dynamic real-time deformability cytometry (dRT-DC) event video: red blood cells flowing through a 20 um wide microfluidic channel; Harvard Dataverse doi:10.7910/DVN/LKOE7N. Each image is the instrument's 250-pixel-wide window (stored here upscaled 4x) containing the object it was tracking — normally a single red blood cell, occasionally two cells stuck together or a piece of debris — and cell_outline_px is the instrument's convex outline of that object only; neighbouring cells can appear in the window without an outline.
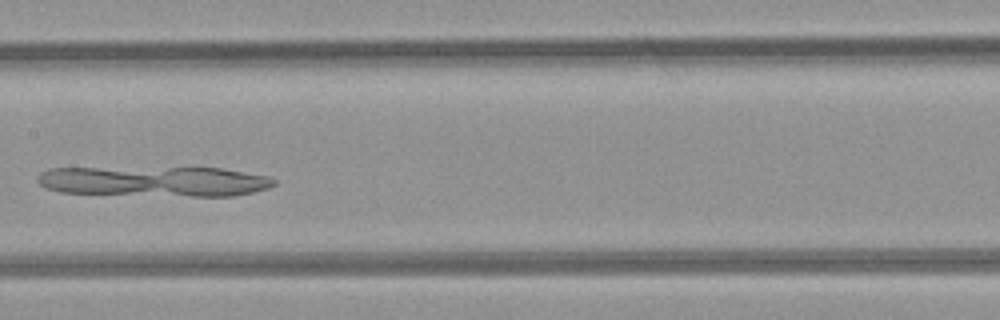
{"species": "common noctule bat (a hibernating species)", "species_latin": "Nyctalus noctula", "temperature_condition": "room temperature", "stored_images_in_passage": 36, "camera_frame_rate_fps": 3000, "um_per_image_px": 0.085, "animal": {"sex": "female", "body_mass_g": 21.9}, "frame": {"image": 1, "passage_image": 11, "time_ms": 3.333, "image_size_px": [1000, 320], "cell_outline_px": [[276, 184], [268, 188], [236, 196], [192, 196], [60, 192], [44, 188], [36, 180], [36, 176], [40, 172], [48, 168], [220, 168], [272, 176], [276, 180]], "centroid_in_image_um": [13.14, 15.41], "position_along_channel_um": 194.3, "area_um2": 41.67}}
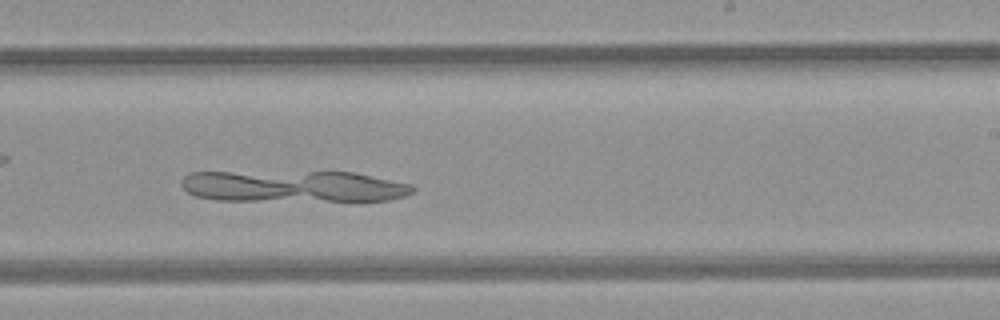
{"frame": {"image": 2, "passage_image": 16, "time_ms": 5.0, "image_size_px": [1000, 320], "cell_outline_px": [[416, 188], [412, 192], [404, 196], [388, 200], [356, 204], [352, 204], [216, 200], [196, 196], [188, 192], [180, 184], [180, 180], [184, 176], [192, 172], [352, 172], [412, 184]], "centroid_in_image_um": [25.04, 15.9], "position_along_channel_um": 264.0, "area_um2": 44.8}}